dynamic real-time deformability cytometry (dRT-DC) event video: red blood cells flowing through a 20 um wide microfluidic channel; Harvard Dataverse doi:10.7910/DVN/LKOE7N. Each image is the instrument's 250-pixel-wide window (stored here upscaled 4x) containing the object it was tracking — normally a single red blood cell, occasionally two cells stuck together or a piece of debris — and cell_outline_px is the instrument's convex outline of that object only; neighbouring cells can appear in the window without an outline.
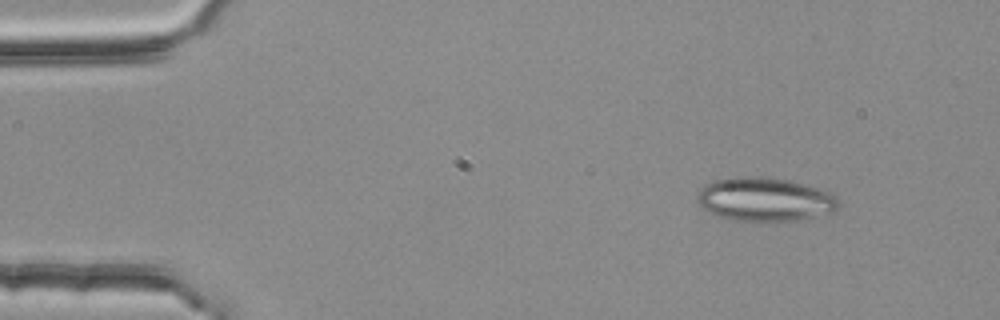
{"species": "common noctule bat (a hibernating species)", "species_latin": "Nyctalus noctula", "temperature_condition": "room temperature", "stored_images_in_passage": 4, "segment_of_instrument_passage": [1, 2], "camera_frame_rate_fps": 3000, "um_per_image_px": 0.085, "animal": {"sex": "female", "body_mass_g": 25.1}, "frame": {"image": 1, "passage_image": 1, "time_ms": 0.0, "image_size_px": [1000, 320], "cell_outline_px": [[840, 204], [832, 212], [792, 220], [768, 224], [764, 224], [732, 220], [716, 216], [708, 212], [696, 200], [696, 196], [700, 188], [716, 180], [740, 176], [764, 176], [788, 180], [816, 188], [828, 192], [836, 196], [840, 200]], "centroid_in_image_um": [64.97, 16.98], "position_along_channel_um": 20.0, "area_um2": 36.47}}